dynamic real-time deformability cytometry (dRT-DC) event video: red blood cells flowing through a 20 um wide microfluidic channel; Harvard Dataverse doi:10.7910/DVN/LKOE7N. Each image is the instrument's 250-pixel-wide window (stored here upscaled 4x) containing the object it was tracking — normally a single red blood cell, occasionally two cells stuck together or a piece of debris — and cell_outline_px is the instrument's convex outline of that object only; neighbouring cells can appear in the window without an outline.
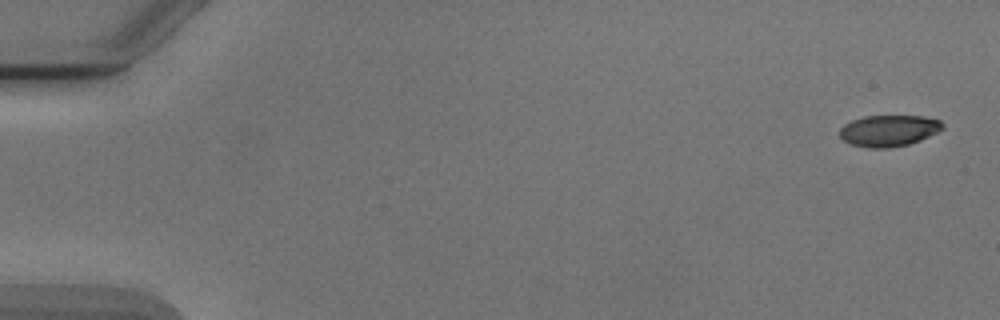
{"species": "Egyptian fruit bat (a non-hibernating species)", "species_latin": "Rousettus aegyptiacus", "temperature_condition": "cold", "stored_images_in_passage": 7, "camera_frame_rate_fps": 3000, "um_per_image_px": 0.085, "animal": {"sex": "male"}, "frame": {"image": 1, "passage_image": 1, "time_ms": 0.0, "image_size_px": [1000, 320], "cell_outline_px": [[944, 128], [920, 140], [908, 144], [888, 148], [868, 148], [852, 144], [844, 140], [840, 136], [840, 128], [844, 124], [852, 120], [864, 116], [924, 116], [940, 120], [944, 124]], "centroid_in_image_um": [75.55, 11.1], "position_along_channel_um": 9.5, "area_um2": 18.73}}
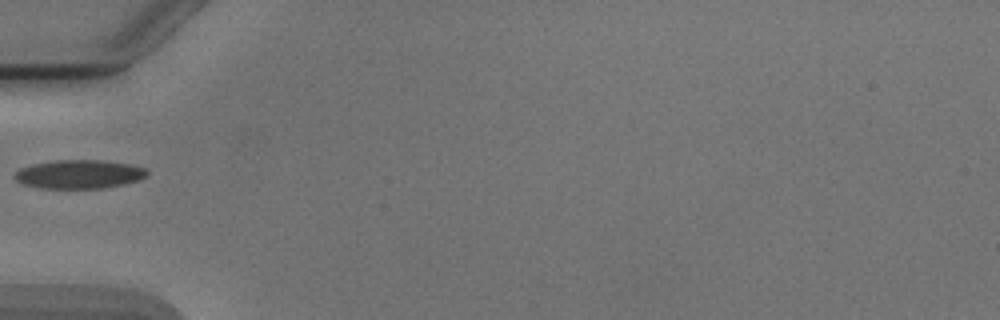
{"frame": {"image": 2, "passage_image": 5, "time_ms": 5.667, "image_size_px": [1000, 320], "cell_outline_px": [[148, 176], [140, 180], [124, 184], [104, 188], [40, 188], [24, 184], [16, 180], [12, 176], [20, 168], [32, 164], [52, 160], [104, 160], [132, 164], [144, 168], [148, 172]], "centroid_in_image_um": [6.74, 14.8], "position_along_channel_um": 78.3, "area_um2": 22.37}}
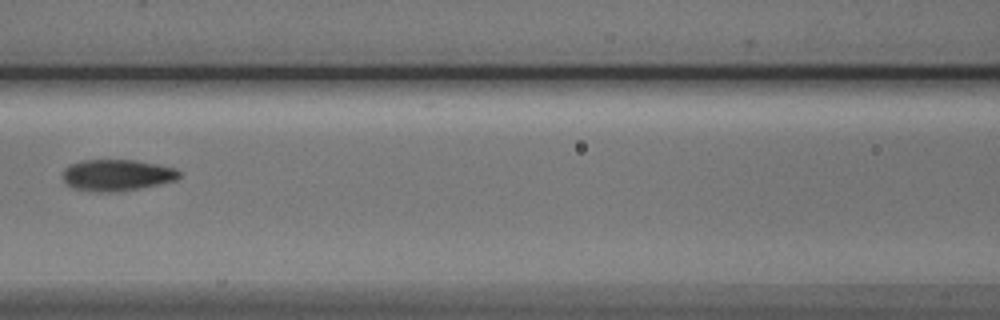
{"frame": {"image": 3, "passage_image": 7, "time_ms": 7.667, "image_size_px": [1000, 320], "cell_outline_px": [[180, 176], [176, 180], [160, 184], [136, 188], [108, 192], [100, 192], [72, 188], [64, 184], [64, 168], [68, 164], [84, 160], [136, 160], [176, 168], [180, 172]], "centroid_in_image_um": [9.91, 14.87], "position_along_channel_um": 156.7, "area_um2": 21.21}}